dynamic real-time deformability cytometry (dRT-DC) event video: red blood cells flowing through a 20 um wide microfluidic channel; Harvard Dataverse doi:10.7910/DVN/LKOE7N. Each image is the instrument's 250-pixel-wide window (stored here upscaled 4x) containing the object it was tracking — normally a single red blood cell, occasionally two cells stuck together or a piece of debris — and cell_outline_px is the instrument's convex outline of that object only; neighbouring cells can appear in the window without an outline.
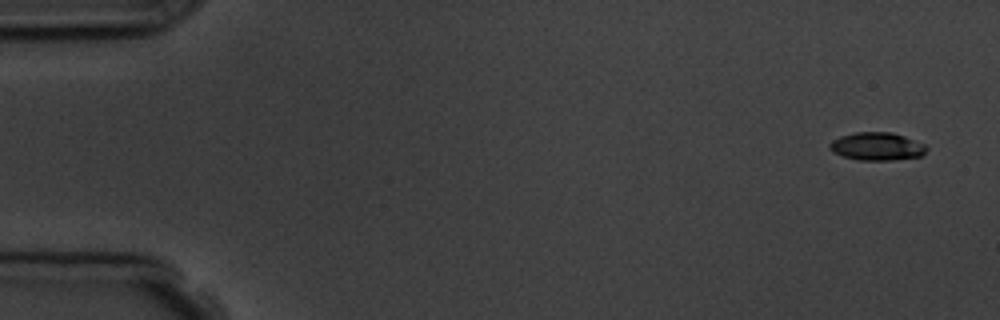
{"species": "common noctule bat (a hibernating species)", "species_latin": "Nyctalus noctula", "temperature_condition": "room temperature", "stored_images_in_passage": 6, "segment_of_instrument_passage": [1, 2], "camera_frame_rate_fps": 3000, "um_per_image_px": 0.085, "animal": {"sex": "male", "body_mass_g": 19.5, "forearm_length_mm": 54.6}, "frame": {"image": 1, "passage_image": 1, "time_ms": 0.0, "image_size_px": [1000, 320], "cell_outline_px": [[928, 148], [920, 156], [892, 160], [860, 160], [844, 156], [828, 148], [828, 144], [832, 140], [840, 136], [856, 132], [892, 132], [904, 136], [924, 144]], "centroid_in_image_um": [74.53, 12.43], "position_along_channel_um": 10.5, "area_um2": 15.61}}
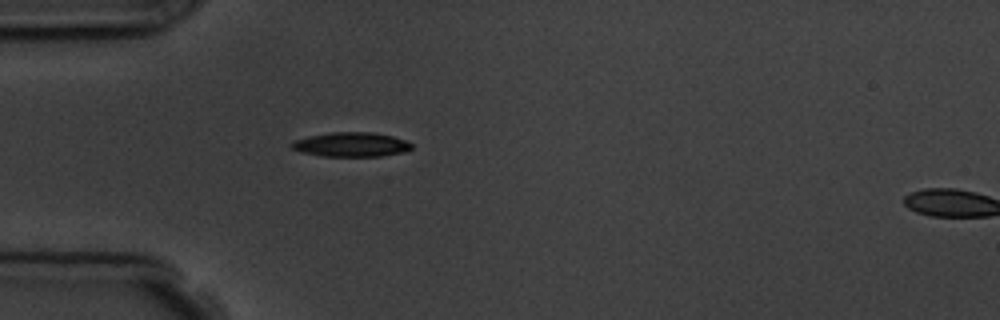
{"frame": {"image": 2, "passage_image": 5, "time_ms": 4.667, "image_size_px": [1000, 320], "cell_outline_px": [[412, 148], [404, 152], [380, 156], [320, 156], [300, 152], [292, 148], [288, 144], [296, 140], [308, 136], [332, 132], [372, 132], [392, 136], [404, 140], [412, 144]], "centroid_in_image_um": [29.82, 12.29], "position_along_channel_um": 55.2, "area_um2": 17.05}}